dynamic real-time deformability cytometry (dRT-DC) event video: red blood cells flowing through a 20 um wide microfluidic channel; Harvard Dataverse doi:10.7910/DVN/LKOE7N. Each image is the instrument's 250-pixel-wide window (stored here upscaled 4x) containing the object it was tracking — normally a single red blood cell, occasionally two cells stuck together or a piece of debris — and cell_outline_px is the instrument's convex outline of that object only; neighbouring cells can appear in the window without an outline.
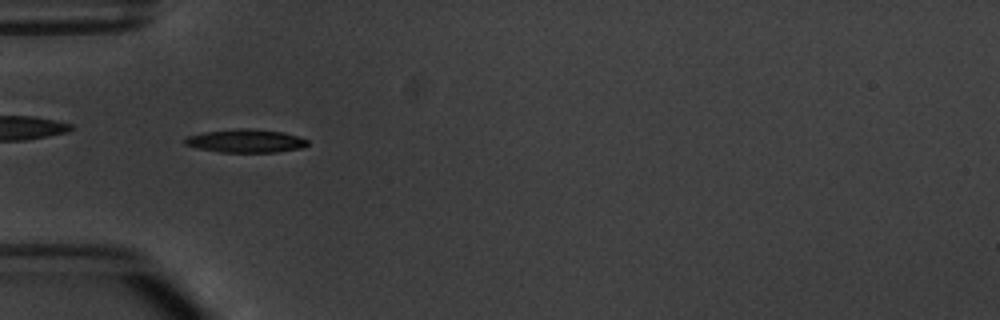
{"species": "common noctule bat (a hibernating species)", "species_latin": "Nyctalus noctula", "temperature_condition": "warm", "stored_images_in_passage": 7, "camera_frame_rate_fps": 3000, "um_per_image_px": 0.085, "animal": {"sex": "male", "body_mass_g": 20.1, "forearm_length_mm": 53.5}, "frame": {"image": 1, "passage_image": 5, "time_ms": 5.667, "image_size_px": [1000, 320], "cell_outline_px": [[308, 144], [304, 148], [276, 152], [220, 152], [200, 148], [184, 144], [184, 140], [188, 136], [204, 132], [236, 128], [248, 128], [284, 132], [308, 140]], "centroid_in_image_um": [20.91, 11.97], "position_along_channel_um": 64.1, "area_um2": 16.59}}
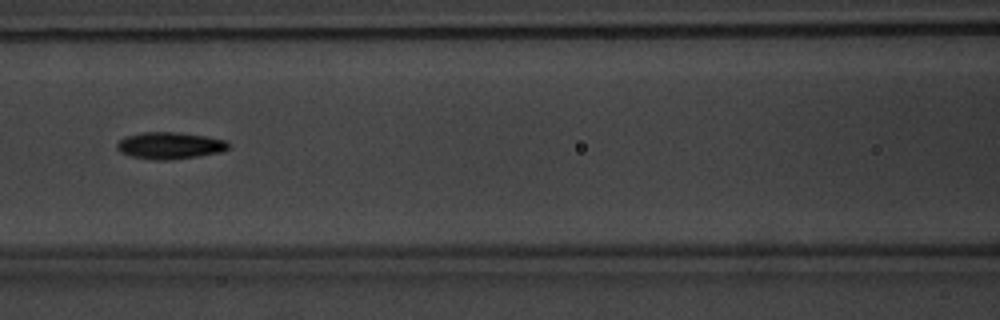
{"frame": {"image": 2, "passage_image": 7, "time_ms": 8.0, "image_size_px": [1000, 320], "cell_outline_px": [[232, 144], [228, 148], [220, 152], [196, 156], [168, 160], [156, 160], [132, 156], [120, 152], [116, 148], [116, 144], [124, 136], [144, 132], [176, 132], [204, 136], [228, 140]], "centroid_in_image_um": [14.44, 12.36], "position_along_channel_um": 152.2, "area_um2": 17.4}}